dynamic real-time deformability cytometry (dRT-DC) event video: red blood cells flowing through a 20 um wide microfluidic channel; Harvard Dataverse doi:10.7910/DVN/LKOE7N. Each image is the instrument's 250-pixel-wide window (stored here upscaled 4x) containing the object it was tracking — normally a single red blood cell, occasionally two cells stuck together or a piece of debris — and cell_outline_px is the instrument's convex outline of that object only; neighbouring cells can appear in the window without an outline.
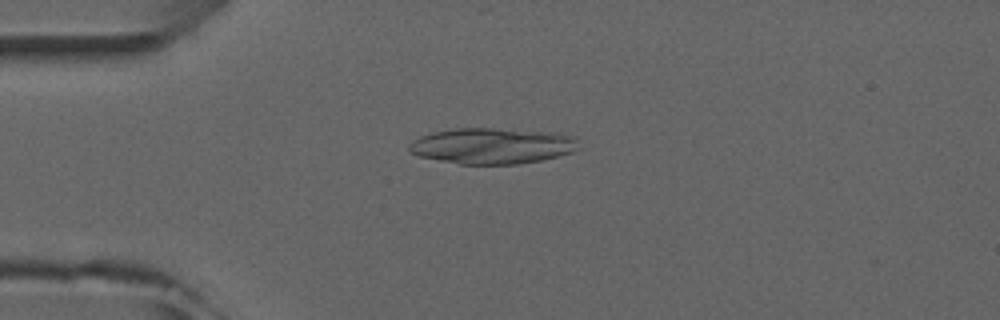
{"species": "common noctule bat (a hibernating species)", "species_latin": "Nyctalus noctula", "temperature_condition": "room temperature", "stored_images_in_passage": 3, "camera_frame_rate_fps": 3000, "um_per_image_px": 0.085, "animal": {"sex": "male", "forearm_length_mm": 52.5}, "frame": {"image": 1, "passage_image": 3, "time_ms": 3.0, "image_size_px": [1000, 320], "cell_outline_px": [[580, 148], [572, 152], [560, 156], [540, 160], [516, 164], [460, 164], [420, 156], [408, 152], [408, 144], [412, 140], [420, 136], [432, 132], [456, 128], [492, 128], [560, 132], [576, 136]], "centroid_in_image_um": [41.88, 12.38], "position_along_channel_um": 43.1, "area_um2": 35.89}}